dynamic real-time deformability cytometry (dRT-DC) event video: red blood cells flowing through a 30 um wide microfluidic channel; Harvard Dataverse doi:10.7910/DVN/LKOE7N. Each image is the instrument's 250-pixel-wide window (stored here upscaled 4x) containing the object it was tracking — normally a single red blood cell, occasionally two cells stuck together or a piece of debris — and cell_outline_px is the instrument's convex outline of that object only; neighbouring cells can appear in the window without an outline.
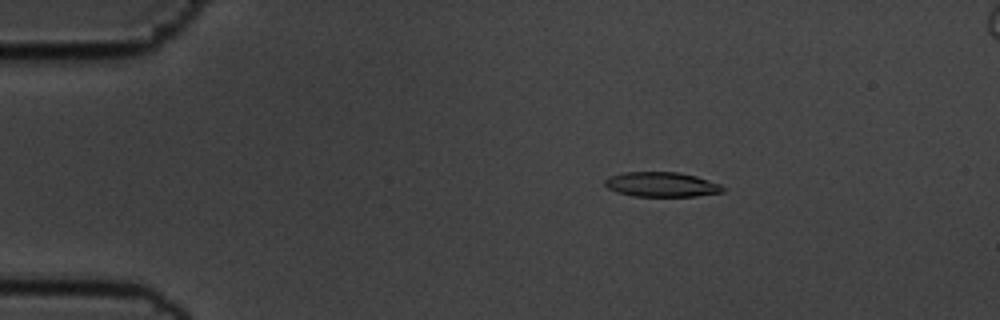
{"species": "common noctule bat (a hibernating species)", "species_latin": "Nyctalus noctula", "temperature_condition": "cold", "stored_images_in_passage": 56, "camera_frame_rate_fps": 3000, "um_per_image_px": 0.085, "animal": {"sex": "male", "body_mass_g": 19.5, "forearm_length_mm": 54.6}, "frame": {"image": 1, "passage_image": 10, "time_ms": 3.0, "image_size_px": [1000, 320], "cell_outline_px": [[724, 192], [696, 196], [636, 196], [616, 192], [608, 188], [604, 184], [604, 180], [608, 176], [624, 172], [676, 172], [696, 176], [720, 184], [724, 188]], "centroid_in_image_um": [56.21, 15.68], "position_along_channel_um": 28.8, "area_um2": 16.99}}
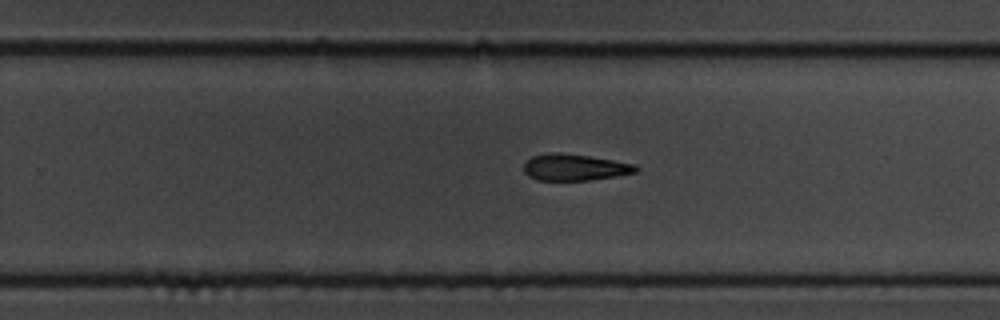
{"frame": {"image": 2, "passage_image": 36, "time_ms": 11.667, "image_size_px": [1000, 320], "cell_outline_px": [[640, 168], [636, 172], [616, 176], [588, 180], [536, 180], [528, 176], [524, 172], [524, 164], [532, 156], [548, 152], [556, 152], [588, 156], [636, 164]], "centroid_in_image_um": [48.84, 14.22], "position_along_channel_um": 281.0, "area_um2": 17.28}}
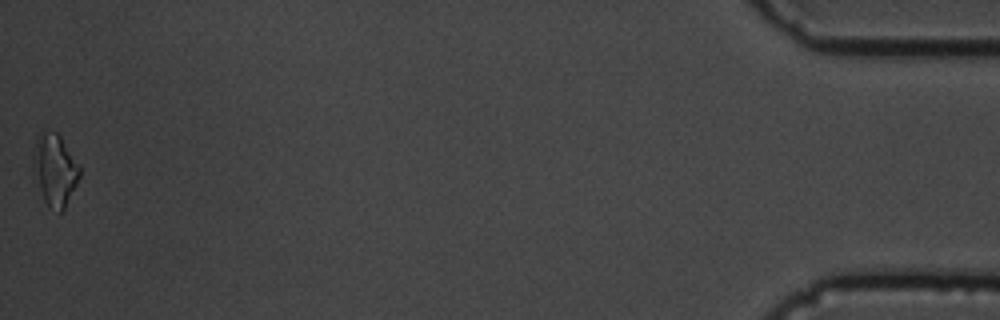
{"frame": {"image": 3, "passage_image": 56, "time_ms": 18.333, "image_size_px": [1000, 320], "cell_outline_px": [[80, 176], [64, 208], [60, 212], [48, 208], [44, 200], [40, 184], [36, 144], [36, 136], [40, 132], [56, 132], [60, 136], [80, 164]], "centroid_in_image_um": [4.77, 14.44], "position_along_channel_um": 430.4, "area_um2": 17.98}, "authors_computed_cell_mechanics": {"area_um2": 17.8024, "velocity_mm_per_s": 3.5972, "shape_relaxation_time_tau1_ms": 3.5948, "shape_relaxation_time_tau2_ms": null, "deformation_change_tau1": 0.1062, "deformation_change_tau2": null}}